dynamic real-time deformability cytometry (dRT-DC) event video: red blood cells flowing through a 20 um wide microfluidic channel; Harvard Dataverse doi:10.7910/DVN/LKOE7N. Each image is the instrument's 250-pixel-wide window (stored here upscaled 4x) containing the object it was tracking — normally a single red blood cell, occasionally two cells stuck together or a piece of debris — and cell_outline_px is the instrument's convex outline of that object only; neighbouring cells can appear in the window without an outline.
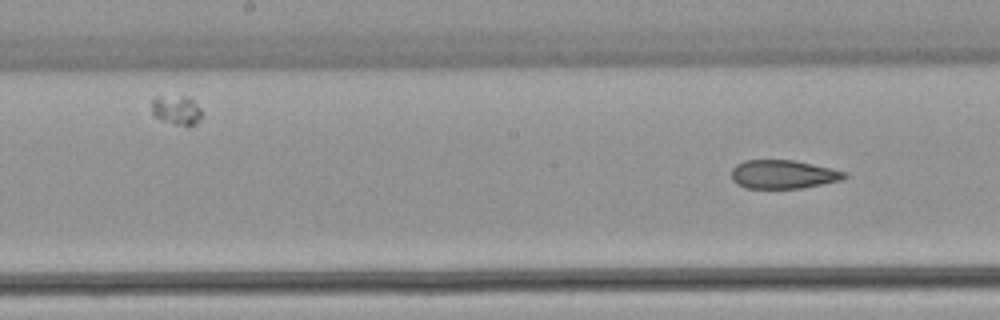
{"species": "common noctule bat (a hibernating species)", "species_latin": "Nyctalus noctula", "temperature_condition": "warm", "stored_images_in_passage": 18, "segment_of_instrument_passage": [2, 2], "camera_frame_rate_fps": 3000, "um_per_image_px": 0.085, "animal": {"sex": "female", "body_mass_g": 22.7, "forearm_length_mm": 54.2}, "frame": {"image": 1, "passage_image": 18, "time_ms": 5.667, "image_size_px": [1000, 320], "cell_outline_px": [[848, 176], [844, 180], [800, 188], [744, 188], [736, 184], [732, 180], [732, 168], [736, 164], [744, 160], [792, 160], [832, 168], [848, 172]], "centroid_in_image_um": [66.58, 14.82], "position_along_channel_um": 181.6, "area_um2": 19.02}}